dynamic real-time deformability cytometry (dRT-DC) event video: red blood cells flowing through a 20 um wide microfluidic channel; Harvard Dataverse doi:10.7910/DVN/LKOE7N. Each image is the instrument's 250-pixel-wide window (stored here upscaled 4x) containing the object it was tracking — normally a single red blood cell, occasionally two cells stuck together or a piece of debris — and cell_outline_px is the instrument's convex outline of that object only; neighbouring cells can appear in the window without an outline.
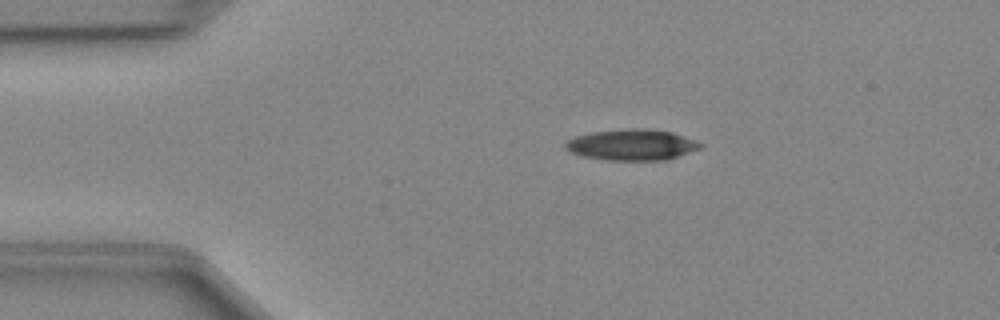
{"species": "Egyptian fruit bat (a non-hibernating species)", "species_latin": "Rousettus aegyptiacus", "temperature_condition": "cold", "stored_images_in_passage": 40, "camera_frame_rate_fps": 3000, "um_per_image_px": 0.085, "animal": {"sex": "female"}, "frame": {"image": 1, "passage_image": 1, "time_ms": 0.0, "image_size_px": [1000, 320], "cell_outline_px": [[704, 144], [700, 148], [668, 160], [608, 160], [584, 156], [572, 152], [564, 148], [564, 144], [568, 140], [576, 136], [592, 132], [636, 128], [644, 128], [672, 132]], "centroid_in_image_um": [53.72, 12.31], "position_along_channel_um": 31.3, "area_um2": 24.1}}
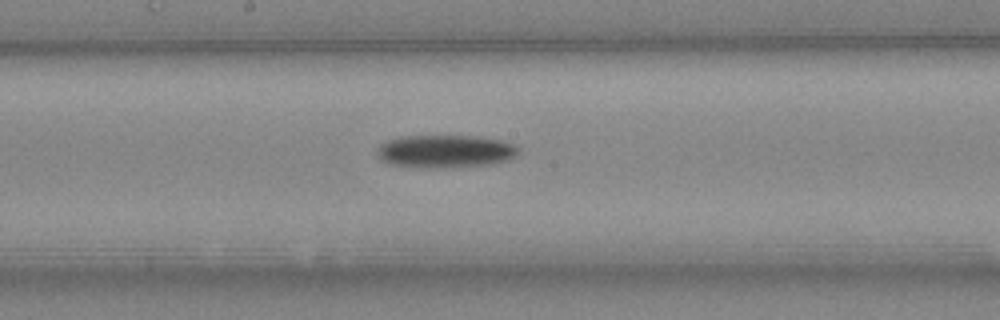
{"frame": {"image": 2, "passage_image": 17, "time_ms": 5.333, "image_size_px": [1000, 320], "cell_outline_px": [[520, 152], [508, 160], [492, 164], [452, 168], [416, 168], [388, 164], [380, 160], [376, 156], [376, 148], [380, 144], [388, 140], [400, 136], [476, 136], [504, 140], [520, 148]], "centroid_in_image_um": [37.81, 12.88], "position_along_channel_um": 210.4, "area_um2": 27.8}}
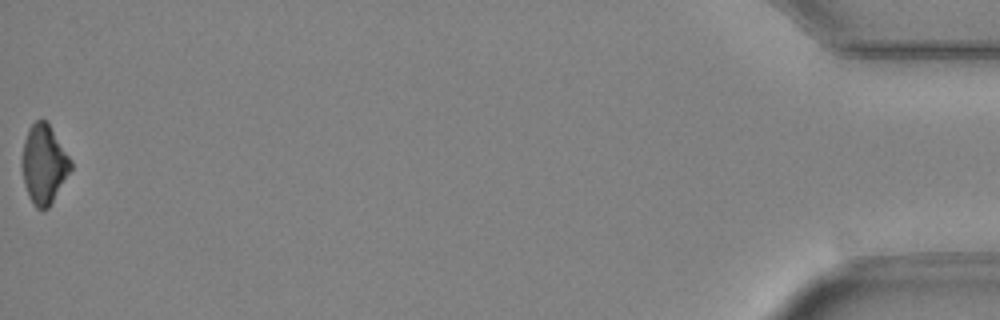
{"frame": {"image": 3, "passage_image": 40, "time_ms": 13.0, "image_size_px": [1000, 320], "cell_outline_px": [[72, 168], [48, 208], [36, 208], [32, 204], [28, 196], [24, 184], [20, 164], [20, 160], [24, 140], [28, 128], [36, 120], [44, 120], [48, 124], [72, 160]], "centroid_in_image_um": [3.69, 13.96], "position_along_channel_um": 431.5, "area_um2": 22.43}}